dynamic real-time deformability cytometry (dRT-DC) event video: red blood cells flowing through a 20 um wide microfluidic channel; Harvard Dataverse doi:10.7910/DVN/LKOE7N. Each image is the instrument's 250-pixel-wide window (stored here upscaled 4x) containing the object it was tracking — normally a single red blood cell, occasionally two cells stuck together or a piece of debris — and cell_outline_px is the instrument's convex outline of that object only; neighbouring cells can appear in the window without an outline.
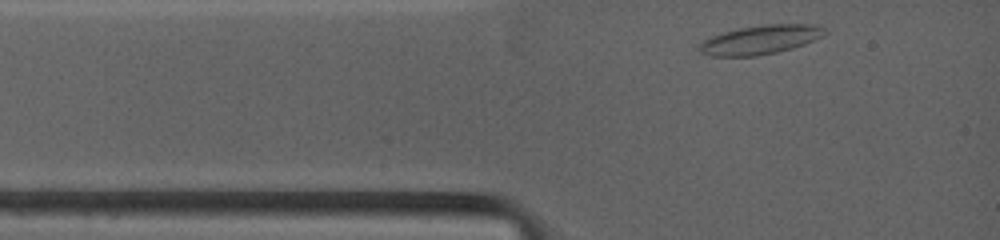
{"species": "common noctule bat (a hibernating species)", "species_latin": "Nyctalus noctula", "temperature_condition": "warm", "stored_images_in_passage": 33, "camera_frame_rate_fps": 4500, "um_per_image_px": 0.085, "animal": {"sex": "female", "body_mass_g": 19.0, "forearm_length_mm": 53.3}, "frame": {"image": 1, "passage_image": 1, "time_ms": 0.0, "image_size_px": [1000, 240], "cell_outline_px": [[828, 32], [824, 36], [804, 44], [792, 48], [776, 52], [756, 56], [712, 56], [700, 52], [696, 48], [704, 40], [712, 36], [724, 32], [740, 28], [764, 24], [816, 24], [824, 28]], "centroid_in_image_um": [64.66, 3.37], "position_along_channel_um": 20.3, "area_um2": 21.21}}
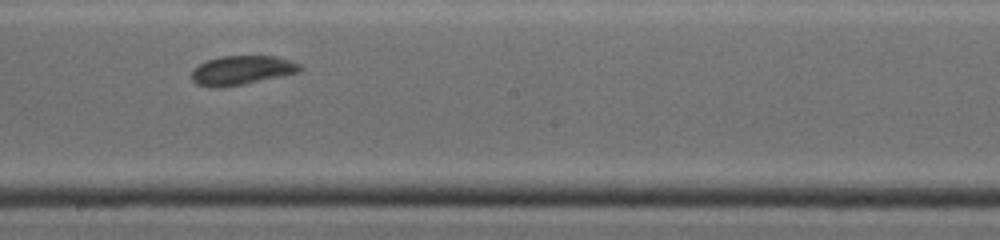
{"frame": {"image": 2, "passage_image": 19, "time_ms": 5.778, "image_size_px": [1000, 240], "cell_outline_px": [[300, 72], [244, 84], [220, 88], [208, 88], [196, 84], [192, 80], [192, 68], [208, 60], [220, 56], [276, 56], [300, 64]], "centroid_in_image_um": [20.5, 5.98], "position_along_channel_um": 227.7, "area_um2": 18.44}}
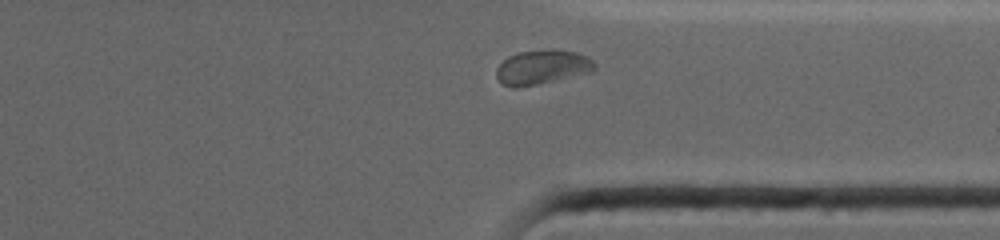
{"frame": {"image": 3, "passage_image": 31, "time_ms": 9.333, "image_size_px": [1000, 240], "cell_outline_px": [[596, 68], [592, 72], [536, 84], [512, 88], [500, 84], [496, 76], [496, 68], [508, 56], [520, 52], [576, 52], [588, 56], [596, 64]], "centroid_in_image_um": [46.06, 5.75], "position_along_channel_um": 365.3, "area_um2": 19.02}, "authors_computed_cell_mechanics": {"area_um2": 18.6694, "velocity_mm_per_s": 3.8688, "shape_relaxation_time_tau1_ms": null, "shape_relaxation_time_tau2_ms": 3.3962, "deformation_change_tau1": null, "deformation_change_tau2": 0.0528}}